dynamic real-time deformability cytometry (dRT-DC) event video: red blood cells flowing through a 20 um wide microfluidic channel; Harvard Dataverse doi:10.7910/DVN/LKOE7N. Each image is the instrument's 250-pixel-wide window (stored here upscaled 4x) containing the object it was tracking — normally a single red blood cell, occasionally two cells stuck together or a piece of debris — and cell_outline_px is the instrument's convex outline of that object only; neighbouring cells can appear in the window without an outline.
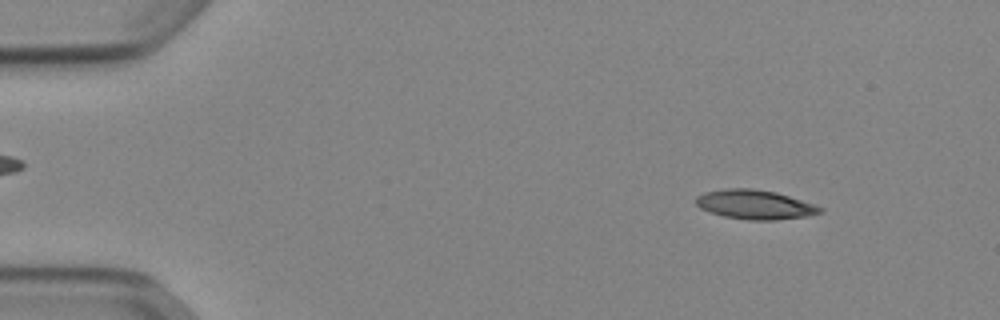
{"species": "Egyptian fruit bat (a non-hibernating species)", "species_latin": "Rousettus aegyptiacus", "temperature_condition": "cold", "stored_images_in_passage": 52, "camera_frame_rate_fps": 3000, "um_per_image_px": 0.085, "animal": {"sex": "female"}, "frame": {"image": 1, "passage_image": 6, "time_ms": 1.667, "image_size_px": [1000, 320], "cell_outline_px": [[824, 212], [808, 216], [776, 220], [748, 220], [724, 216], [700, 208], [696, 204], [696, 196], [704, 192], [728, 188], [752, 188], [776, 192], [824, 208]], "centroid_in_image_um": [64.17, 17.39], "position_along_channel_um": 20.8, "area_um2": 21.1}}
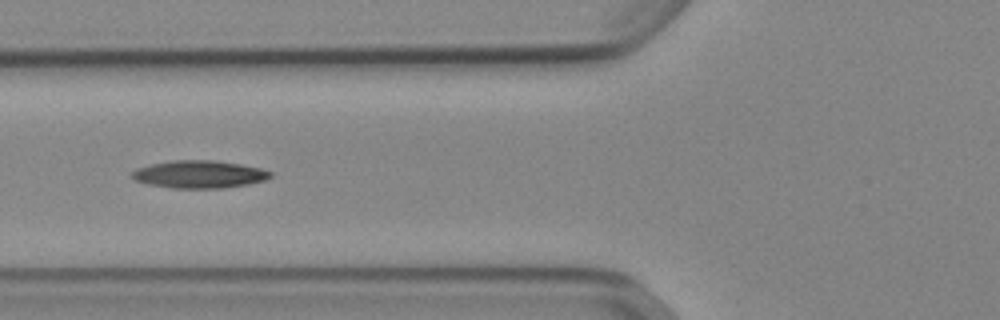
{"frame": {"image": 2, "passage_image": 20, "time_ms": 6.333, "image_size_px": [1000, 320], "cell_outline_px": [[272, 176], [264, 180], [248, 184], [224, 188], [172, 188], [148, 184], [136, 180], [132, 176], [132, 172], [136, 168], [152, 164], [172, 160], [212, 160], [240, 164], [260, 168], [272, 172]], "centroid_in_image_um": [16.94, 14.81], "position_along_channel_um": 108.9, "area_um2": 22.14}}
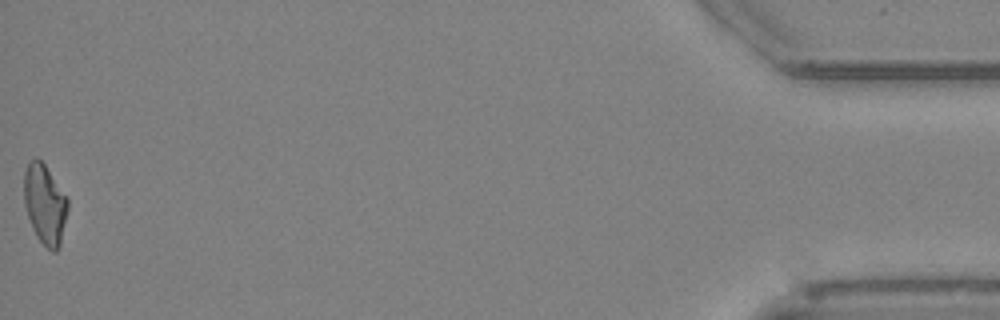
{"frame": {"image": 3, "passage_image": 52, "time_ms": 17.0, "image_size_px": [1000, 320], "cell_outline_px": [[68, 208], [60, 244], [56, 252], [52, 252], [36, 236], [32, 228], [24, 204], [24, 172], [28, 164], [36, 156], [44, 164], [68, 196]], "centroid_in_image_um": [3.82, 17.34], "position_along_channel_um": 431.4, "area_um2": 20.35}}